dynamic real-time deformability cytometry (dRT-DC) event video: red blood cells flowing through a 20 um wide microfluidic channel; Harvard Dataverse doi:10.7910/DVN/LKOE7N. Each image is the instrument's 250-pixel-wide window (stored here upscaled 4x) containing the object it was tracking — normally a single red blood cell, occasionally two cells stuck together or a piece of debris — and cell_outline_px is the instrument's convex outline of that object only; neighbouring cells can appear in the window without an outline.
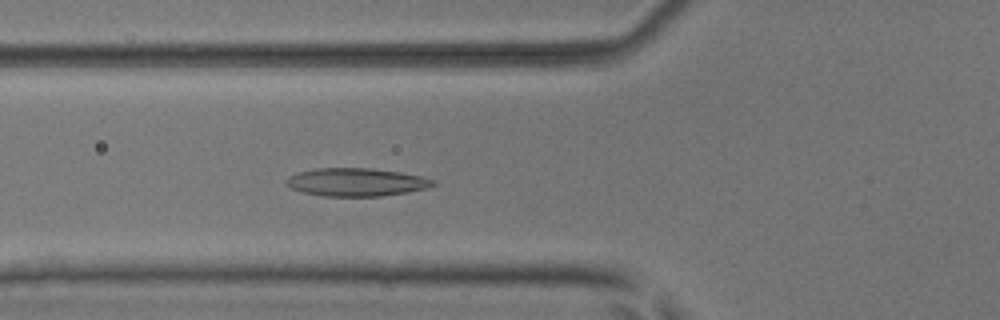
{"species": "common noctule bat (a hibernating species)", "species_latin": "Nyctalus noctula", "temperature_condition": "room temperature", "stored_images_in_passage": 34, "camera_frame_rate_fps": 3000, "um_per_image_px": 0.085, "animal": {"sex": "male", "body_mass_g": 17.9, "forearm_length_mm": 54.2}, "frame": {"image": 1, "passage_image": 11, "time_ms": 3.333, "image_size_px": [1000, 320], "cell_outline_px": [[436, 184], [428, 188], [408, 192], [380, 196], [324, 196], [304, 192], [292, 188], [284, 184], [288, 176], [300, 172], [316, 168], [372, 168], [400, 172], [420, 176], [436, 180]], "centroid_in_image_um": [30.31, 15.48], "position_along_channel_um": 95.5, "area_um2": 23.99}}
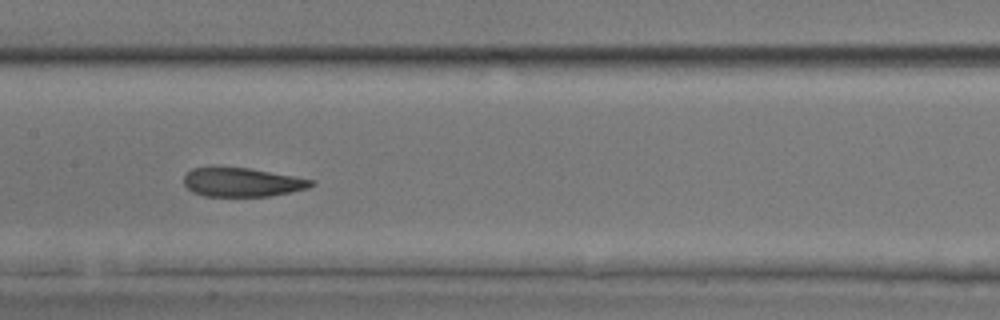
{"frame": {"image": 2, "passage_image": 18, "time_ms": 5.667, "image_size_px": [1000, 320], "cell_outline_px": [[316, 184], [308, 188], [268, 196], [204, 196], [192, 192], [184, 184], [184, 176], [192, 168], [248, 168], [296, 176], [316, 180]], "centroid_in_image_um": [20.62, 15.5], "position_along_channel_um": 186.8, "area_um2": 21.27}}
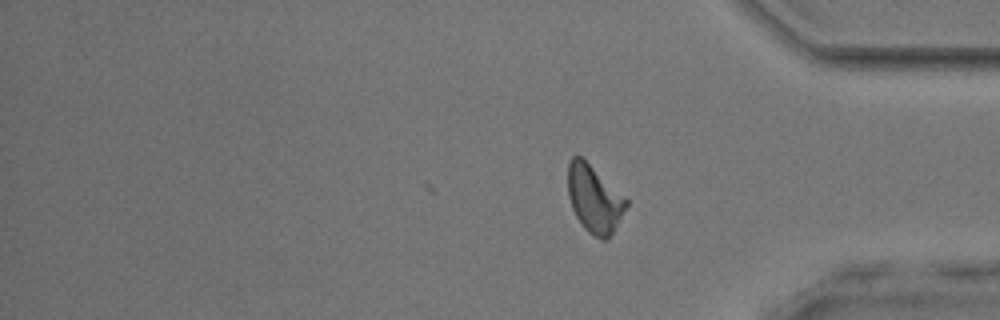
{"frame": {"image": 3, "passage_image": 34, "time_ms": 11.0, "image_size_px": [1000, 320], "cell_outline_px": [[628, 204], [608, 240], [600, 240], [588, 232], [584, 228], [576, 216], [572, 208], [568, 196], [568, 164], [572, 156], [580, 156], [628, 200]], "centroid_in_image_um": [50.49, 16.94], "position_along_channel_um": 384.7, "area_um2": 22.48}, "authors_computed_cell_mechanics": {"area_um2": 22.4842, "velocity_mm_per_s": 3.9068, "shape_relaxation_time_tau1_ms": 7.6879, "shape_relaxation_time_tau2_ms": 2.824, "deformation_change_tau1": 0.183, "deformation_change_tau2": 0.1123}}